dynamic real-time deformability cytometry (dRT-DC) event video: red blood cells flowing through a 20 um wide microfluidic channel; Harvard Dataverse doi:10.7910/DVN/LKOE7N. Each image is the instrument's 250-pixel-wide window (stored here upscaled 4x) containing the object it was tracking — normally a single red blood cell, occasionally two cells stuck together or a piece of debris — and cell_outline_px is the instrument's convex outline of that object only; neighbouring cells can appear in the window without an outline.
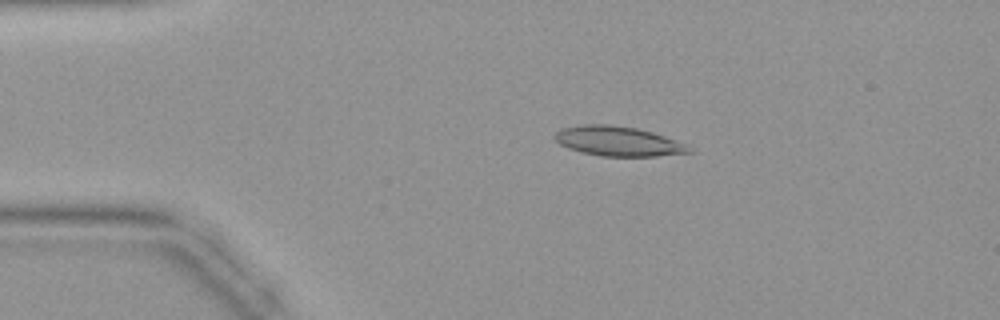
{"species": "common noctule bat (a hibernating species)", "species_latin": "Nyctalus noctula", "temperature_condition": "warm", "stored_images_in_passage": 44, "camera_frame_rate_fps": 3000, "um_per_image_px": 0.085, "animal": {"sex": "female", "body_mass_g": 19.9}, "frame": {"image": 1, "passage_image": 9, "time_ms": 2.667, "image_size_px": [1000, 320], "cell_outline_px": [[696, 152], [656, 156], [600, 156], [580, 152], [568, 148], [560, 144], [552, 136], [556, 132], [564, 128], [588, 124], [608, 124], [636, 128], [652, 132], [688, 144]], "centroid_in_image_um": [52.58, 12.01], "position_along_channel_um": 32.4, "area_um2": 23.29}}
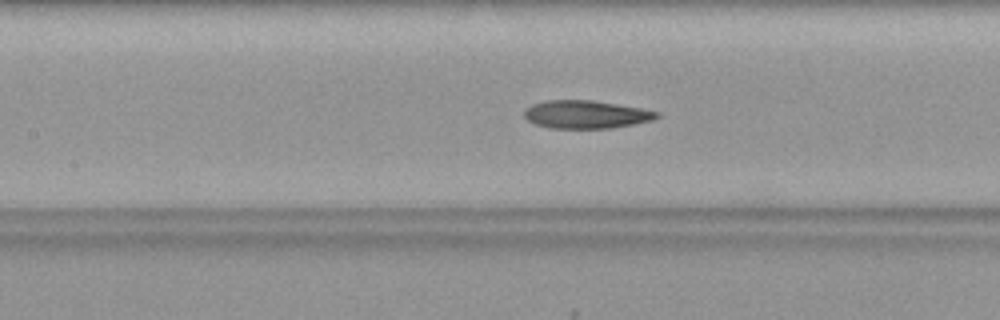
{"frame": {"image": 2, "passage_image": 20, "time_ms": 6.333, "image_size_px": [1000, 320], "cell_outline_px": [[660, 116], [652, 120], [612, 128], [548, 128], [536, 124], [528, 120], [524, 116], [524, 112], [532, 104], [544, 100], [592, 100], [640, 108], [660, 112]], "centroid_in_image_um": [49.8, 9.72], "position_along_channel_um": 157.6, "area_um2": 21.5}}
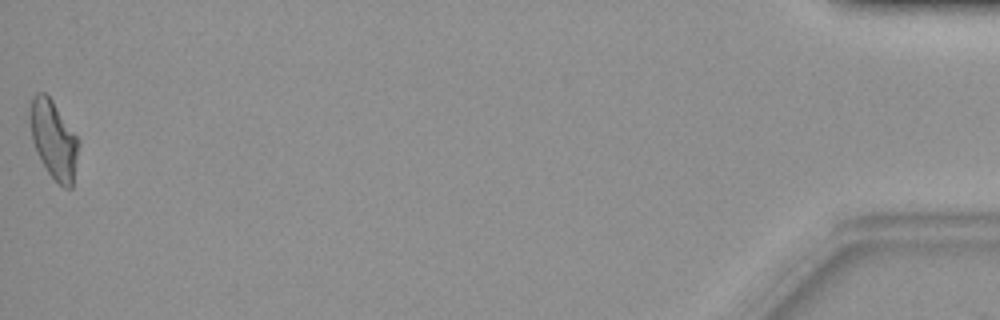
{"frame": {"image": 3, "passage_image": 44, "time_ms": 14.333, "image_size_px": [1000, 320], "cell_outline_px": [[80, 144], [72, 188], [64, 188], [48, 172], [40, 160], [36, 152], [32, 140], [28, 120], [28, 108], [32, 96], [36, 92], [44, 92], [52, 100], [80, 140]], "centroid_in_image_um": [4.54, 11.83], "position_along_channel_um": 430.7, "area_um2": 22.54}}